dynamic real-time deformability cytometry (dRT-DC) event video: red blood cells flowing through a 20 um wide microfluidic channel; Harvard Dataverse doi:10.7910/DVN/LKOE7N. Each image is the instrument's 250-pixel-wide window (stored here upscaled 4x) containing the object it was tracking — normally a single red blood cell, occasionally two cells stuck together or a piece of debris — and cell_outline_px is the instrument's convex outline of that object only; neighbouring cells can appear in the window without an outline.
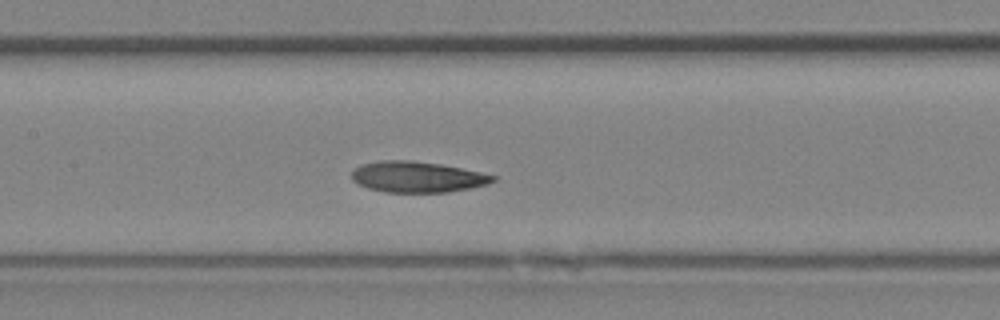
{"species": "Egyptian fruit bat (a non-hibernating species)", "species_latin": "Rousettus aegyptiacus", "temperature_condition": "room temperature", "stored_images_in_passage": 21, "camera_frame_rate_fps": 3000, "um_per_image_px": 0.085, "animal": {"sex": "female"}, "frame": {"image": 1, "passage_image": 10, "time_ms": 3.0, "image_size_px": [1000, 320], "cell_outline_px": [[496, 180], [488, 184], [472, 188], [448, 192], [384, 192], [368, 188], [352, 180], [352, 168], [364, 164], [380, 160], [408, 160], [440, 164], [480, 172], [496, 176]], "centroid_in_image_um": [35.47, 15.04], "position_along_channel_um": 171.9, "area_um2": 25.37}}